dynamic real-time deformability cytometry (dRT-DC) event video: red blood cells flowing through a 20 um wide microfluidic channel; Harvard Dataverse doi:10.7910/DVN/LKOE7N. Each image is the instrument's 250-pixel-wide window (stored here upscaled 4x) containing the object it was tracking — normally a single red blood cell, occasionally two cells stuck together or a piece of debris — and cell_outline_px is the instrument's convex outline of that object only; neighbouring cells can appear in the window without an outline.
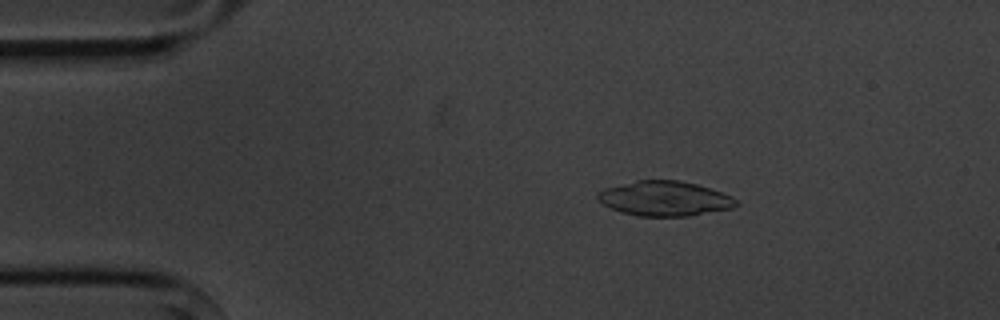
{"species": "common noctule bat (a hibernating species)", "species_latin": "Nyctalus noctula", "temperature_condition": "cold", "stored_images_in_passage": 4, "camera_frame_rate_fps": 3000, "um_per_image_px": 0.085, "animal": {"sex": "male", "body_mass_g": 20.1, "forearm_length_mm": 53.5}, "frame": {"image": 1, "passage_image": 2, "time_ms": 1.0, "image_size_px": [1000, 320], "cell_outline_px": [[740, 204], [732, 208], [688, 216], [640, 216], [624, 212], [612, 208], [596, 200], [596, 192], [604, 188], [636, 180], [680, 180], [696, 184], [732, 196]], "centroid_in_image_um": [56.47, 16.87], "position_along_channel_um": 28.5, "area_um2": 27.98}}